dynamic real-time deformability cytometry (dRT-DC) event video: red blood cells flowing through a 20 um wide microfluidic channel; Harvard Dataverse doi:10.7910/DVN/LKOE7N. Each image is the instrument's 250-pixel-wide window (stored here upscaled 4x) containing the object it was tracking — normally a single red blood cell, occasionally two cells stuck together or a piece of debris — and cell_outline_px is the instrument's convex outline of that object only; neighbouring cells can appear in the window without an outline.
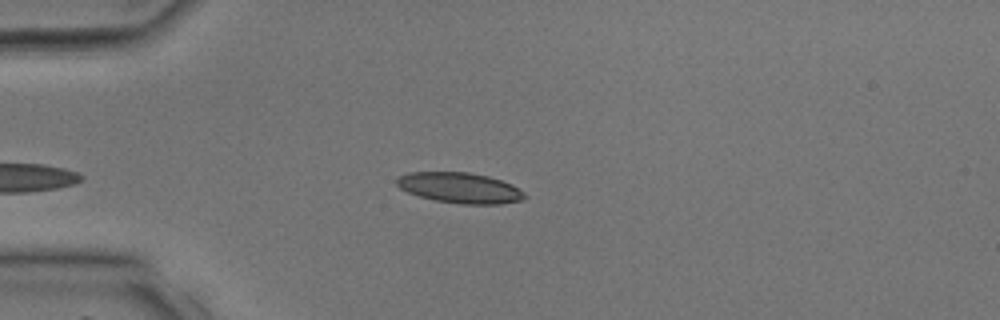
{"species": "common noctule bat (a hibernating species)", "species_latin": "Nyctalus noctula", "temperature_condition": "room temperature", "stored_images_in_passage": 28, "camera_frame_rate_fps": 3000, "um_per_image_px": 0.085, "animal": {"sex": "male", "body_mass_g": 17.9, "forearm_length_mm": 54.2}, "frame": {"image": 1, "passage_image": 2, "time_ms": 0.333, "image_size_px": [1000, 320], "cell_outline_px": [[528, 196], [520, 200], [500, 204], [460, 204], [436, 200], [420, 196], [408, 192], [400, 188], [396, 184], [396, 180], [400, 176], [408, 172], [468, 172], [488, 176], [512, 184], [524, 192]], "centroid_in_image_um": [39.1, 15.96], "position_along_channel_um": 45.9, "area_um2": 22.66}}
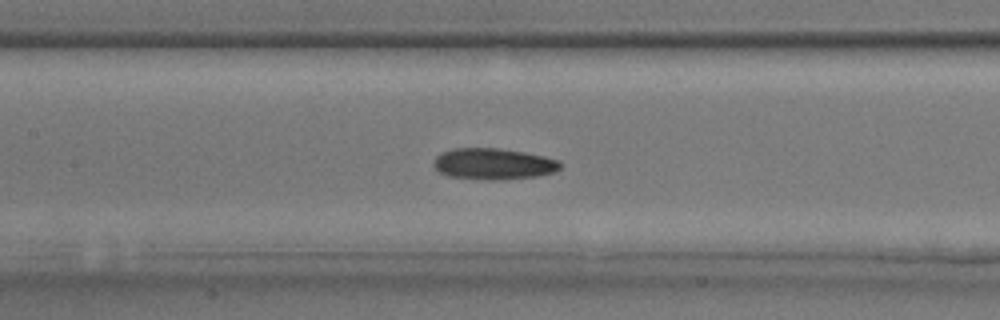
{"frame": {"image": 2, "passage_image": 10, "time_ms": 3.0, "image_size_px": [1000, 320], "cell_outline_px": [[560, 168], [552, 172], [536, 176], [500, 180], [488, 180], [448, 176], [440, 172], [432, 164], [432, 160], [440, 152], [452, 148], [500, 148], [524, 152], [544, 156], [560, 160]], "centroid_in_image_um": [41.89, 13.92], "position_along_channel_um": 165.5, "area_um2": 23.18}}
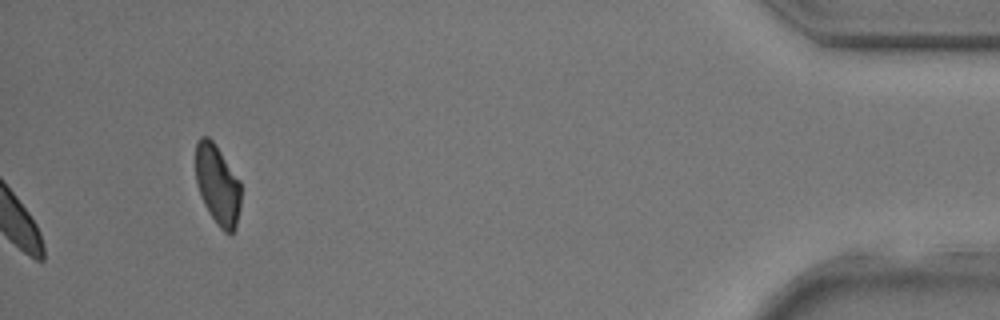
{"frame": {"image": 3, "passage_image": 28, "time_ms": 9.0, "image_size_px": [1000, 320], "cell_outline_px": [[240, 208], [236, 224], [232, 232], [228, 236], [220, 228], [208, 212], [200, 196], [196, 184], [196, 144], [200, 136], [208, 136], [212, 140], [240, 180]], "centroid_in_image_um": [18.48, 15.72], "position_along_channel_um": 416.7, "area_um2": 21.1}}